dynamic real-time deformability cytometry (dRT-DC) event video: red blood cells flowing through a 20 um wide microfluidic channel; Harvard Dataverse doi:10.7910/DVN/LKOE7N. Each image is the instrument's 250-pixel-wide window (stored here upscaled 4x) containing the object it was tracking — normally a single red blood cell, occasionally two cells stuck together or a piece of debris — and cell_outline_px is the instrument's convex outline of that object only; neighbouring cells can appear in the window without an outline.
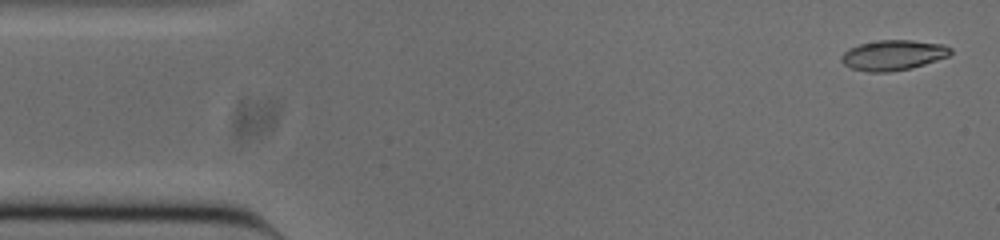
{"species": "common noctule bat (a hibernating species)", "species_latin": "Nyctalus noctula", "temperature_condition": "cold", "stored_images_in_passage": 52, "camera_frame_rate_fps": 3000, "um_per_image_px": 0.085, "animal": {"sex": "male", "body_mass_g": 20.0, "forearm_length_mm": 53.3}, "frame": {"image": 1, "passage_image": 2, "time_ms": 0.333, "image_size_px": [1000, 240], "cell_outline_px": [[952, 52], [948, 56], [912, 68], [888, 72], [868, 72], [852, 68], [844, 64], [840, 60], [840, 56], [844, 52], [860, 44], [880, 40], [912, 40], [944, 44], [952, 48]], "centroid_in_image_um": [75.94, 4.69], "position_along_channel_um": 9.1, "area_um2": 19.13}}
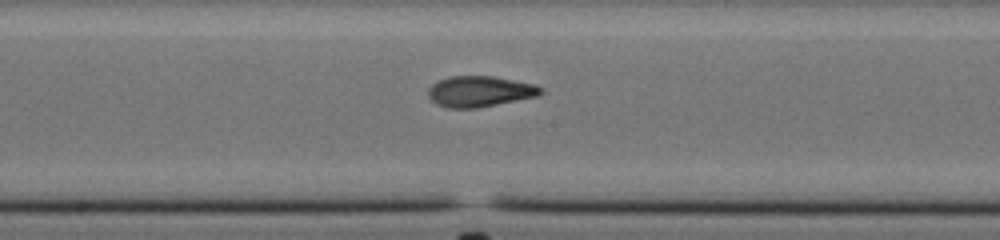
{"frame": {"image": 2, "passage_image": 26, "time_ms": 8.333, "image_size_px": [1000, 240], "cell_outline_px": [[544, 92], [536, 96], [476, 108], [448, 108], [436, 104], [428, 96], [428, 88], [432, 84], [448, 76], [492, 76], [536, 84], [544, 88]], "centroid_in_image_um": [40.78, 7.76], "position_along_channel_um": 207.4, "area_um2": 20.17}}
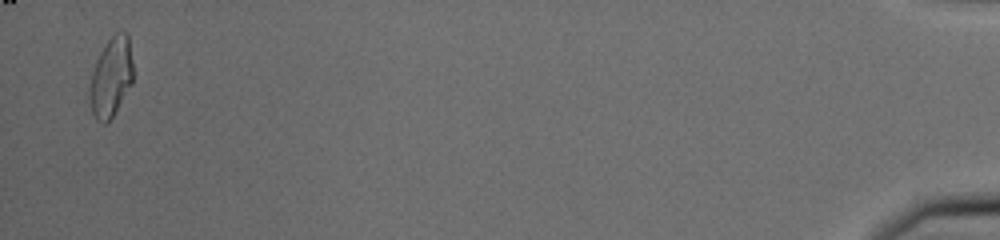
{"frame": {"image": 3, "passage_image": 51, "time_ms": 16.667, "image_size_px": [1000, 240], "cell_outline_px": [[132, 84], [112, 116], [104, 124], [96, 120], [92, 112], [88, 92], [88, 88], [92, 72], [96, 60], [100, 52], [108, 40], [116, 32], [128, 32], [132, 60]], "centroid_in_image_um": [9.43, 6.54], "position_along_channel_um": 425.8, "area_um2": 20.06}, "authors_computed_cell_mechanics": {"area_um2": 19.7387, "velocity_mm_per_s": 3.8459, "shape_relaxation_time_tau1_ms": null, "shape_relaxation_time_tau2_ms": 1.8473, "deformation_change_tau1": null, "deformation_change_tau2": 0.0815}}